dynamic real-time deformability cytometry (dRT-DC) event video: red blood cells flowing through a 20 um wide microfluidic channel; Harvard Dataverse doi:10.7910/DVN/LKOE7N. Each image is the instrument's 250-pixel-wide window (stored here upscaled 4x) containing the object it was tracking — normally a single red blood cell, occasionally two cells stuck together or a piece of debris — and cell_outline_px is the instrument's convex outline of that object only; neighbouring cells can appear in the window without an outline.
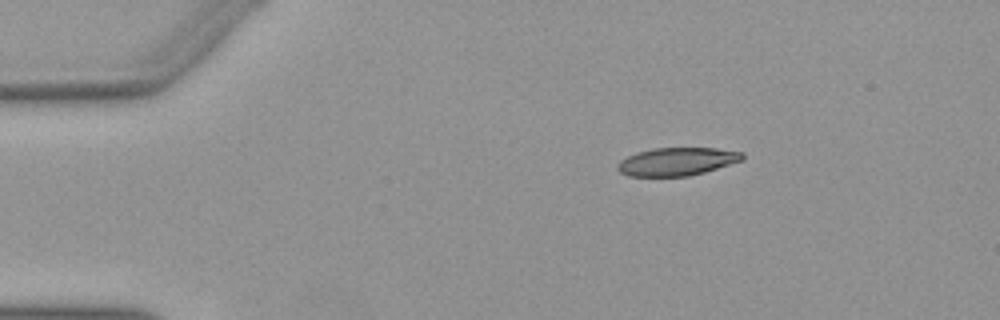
{"species": "Egyptian fruit bat (a non-hibernating species)", "species_latin": "Rousettus aegyptiacus", "temperature_condition": "warm", "stored_images_in_passage": 30, "camera_frame_rate_fps": 3000, "um_per_image_px": 0.085, "animal": {"sex": "female"}, "frame": {"image": 1, "passage_image": 1, "time_ms": 0.0, "image_size_px": [1000, 320], "cell_outline_px": [[744, 160], [704, 172], [688, 176], [628, 176], [620, 172], [616, 168], [616, 164], [620, 160], [636, 152], [652, 148], [716, 148], [744, 152]], "centroid_in_image_um": [57.53, 13.73], "position_along_channel_um": 27.5, "area_um2": 20.52}}
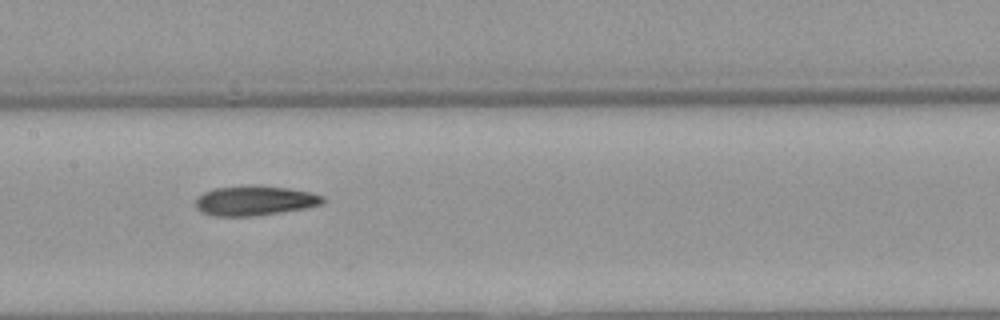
{"frame": {"image": 2, "passage_image": 18, "time_ms": 5.667, "image_size_px": [1000, 320], "cell_outline_px": [[324, 204], [304, 208], [280, 212], [252, 216], [216, 216], [200, 212], [196, 208], [196, 196], [204, 192], [216, 188], [252, 184], [288, 188], [312, 192], [324, 196]], "centroid_in_image_um": [21.65, 17.04], "position_along_channel_um": 185.8, "area_um2": 22.25}}
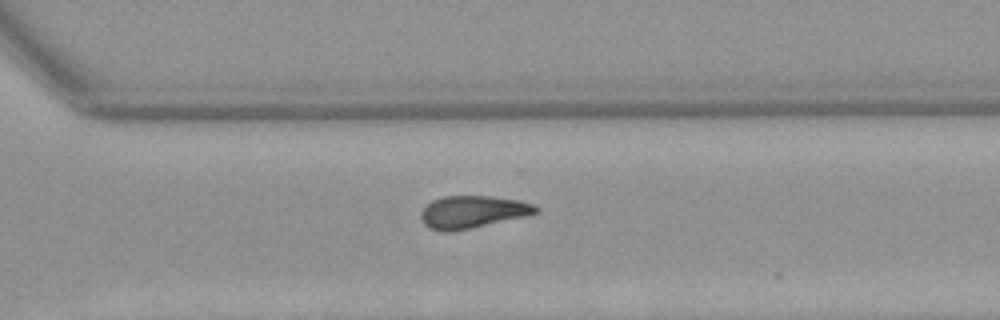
{"frame": {"image": 3, "passage_image": 29, "time_ms": 9.333, "image_size_px": [1000, 320], "cell_outline_px": [[540, 212], [528, 216], [472, 228], [452, 232], [444, 232], [428, 228], [424, 224], [420, 216], [420, 212], [432, 200], [444, 196], [488, 196], [520, 200], [532, 204], [540, 208]], "centroid_in_image_um": [40.19, 18.02], "position_along_channel_um": 330.4, "area_um2": 21.96}}